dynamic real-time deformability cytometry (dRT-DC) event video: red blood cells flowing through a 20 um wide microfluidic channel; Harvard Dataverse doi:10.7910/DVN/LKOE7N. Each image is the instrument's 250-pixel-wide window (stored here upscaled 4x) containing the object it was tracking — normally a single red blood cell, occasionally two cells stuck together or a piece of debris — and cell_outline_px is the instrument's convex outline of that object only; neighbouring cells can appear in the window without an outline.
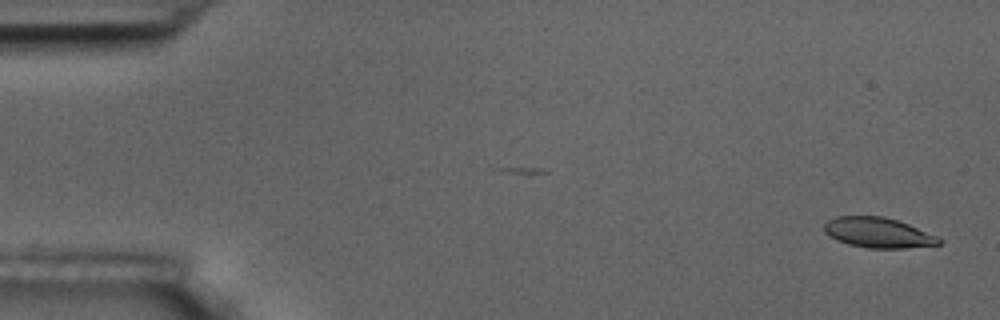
{"species": "common noctule bat (a hibernating species)", "species_latin": "Nyctalus noctula", "temperature_condition": "room temperature", "stored_images_in_passage": 6, "camera_frame_rate_fps": 3000, "um_per_image_px": 0.085, "animal": {"sex": "male", "body_mass_g": 17.5, "forearm_length_mm": 52.3}, "frame": {"image": 1, "passage_image": 1, "time_ms": 0.0, "image_size_px": [1000, 320], "cell_outline_px": [[944, 240], [940, 244], [904, 248], [868, 248], [848, 244], [836, 240], [828, 236], [824, 232], [824, 224], [828, 220], [836, 216], [884, 216], [908, 224], [936, 236]], "centroid_in_image_um": [74.6, 19.77], "position_along_channel_um": 10.4, "area_um2": 20.17}}